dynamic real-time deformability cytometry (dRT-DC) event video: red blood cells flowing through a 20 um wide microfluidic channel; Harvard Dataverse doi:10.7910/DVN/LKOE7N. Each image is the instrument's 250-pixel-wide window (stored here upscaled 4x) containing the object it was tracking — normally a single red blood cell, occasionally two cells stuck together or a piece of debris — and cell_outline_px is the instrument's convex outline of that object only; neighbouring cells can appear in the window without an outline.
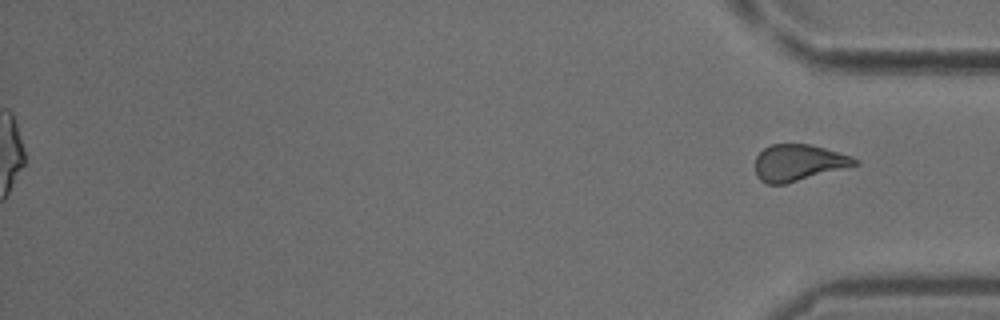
{"species": "common noctule bat (a hibernating species)", "species_latin": "Nyctalus noctula", "temperature_condition": "cold", "stored_images_in_passage": 53, "segment_of_instrument_passage": [2, 2], "camera_frame_rate_fps": 3000, "um_per_image_px": 0.085, "animal": {"sex": "male", "body_mass_g": 18.8}, "frame": {"image": 1, "passage_image": 53, "time_ms": 17.333, "image_size_px": [1000, 320], "cell_outline_px": [[860, 164], [784, 184], [768, 184], [760, 180], [756, 176], [756, 156], [764, 148], [772, 144], [808, 144], [824, 148], [860, 160]], "centroid_in_image_um": [67.84, 13.83], "position_along_channel_um": 367.4, "area_um2": 20.87}}